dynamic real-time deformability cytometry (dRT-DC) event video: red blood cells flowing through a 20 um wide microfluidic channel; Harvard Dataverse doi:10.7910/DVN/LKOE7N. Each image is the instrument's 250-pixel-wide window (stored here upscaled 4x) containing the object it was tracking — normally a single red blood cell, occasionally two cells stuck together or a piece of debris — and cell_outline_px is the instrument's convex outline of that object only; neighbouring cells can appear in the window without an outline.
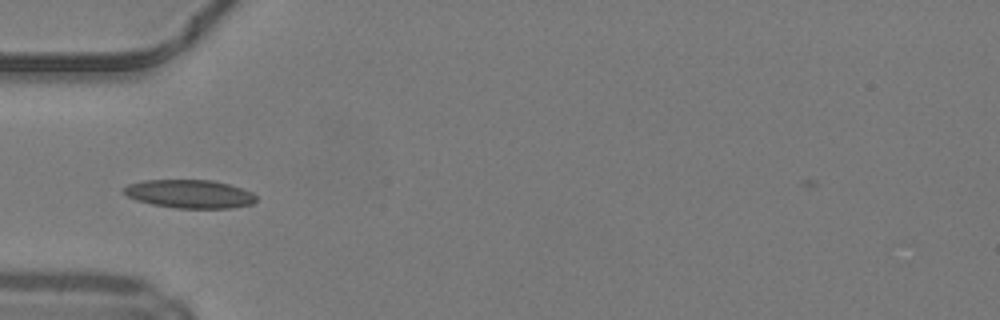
{"species": "common noctule bat (a hibernating species)", "species_latin": "Nyctalus noctula", "temperature_condition": "warm", "stored_images_in_passage": 34, "camera_frame_rate_fps": 3000, "um_per_image_px": 0.085, "animal": {"sex": "male", "body_mass_g": 19.2, "forearm_length_mm": 51.8}, "frame": {"image": 1, "passage_image": 1, "time_ms": 0.0, "image_size_px": [1000, 320], "cell_outline_px": [[256, 200], [252, 204], [232, 208], [176, 208], [152, 204], [136, 200], [128, 196], [120, 188], [128, 184], [144, 180], [212, 180], [228, 184], [252, 192], [256, 196]], "centroid_in_image_um": [16.1, 16.48], "position_along_channel_um": 68.9, "area_um2": 21.91}}
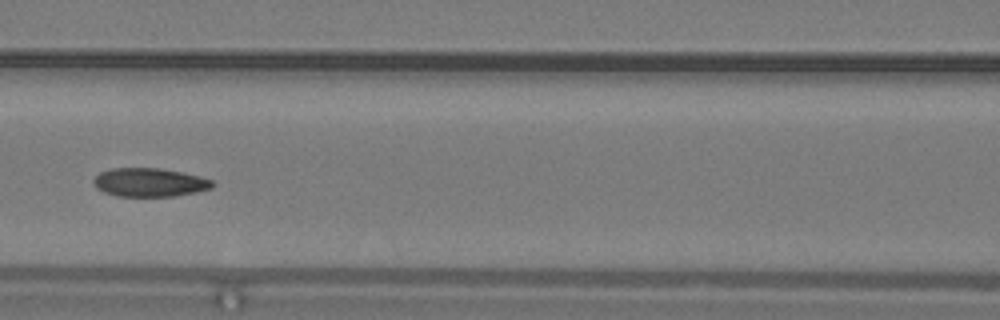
{"frame": {"image": 2, "passage_image": 7, "time_ms": 2.0, "image_size_px": [1000, 320], "cell_outline_px": [[216, 184], [212, 188], [196, 192], [172, 196], [116, 196], [104, 192], [96, 188], [92, 180], [100, 172], [112, 168], [160, 168], [200, 176], [212, 180]], "centroid_in_image_um": [12.71, 15.5], "position_along_channel_um": 153.9, "area_um2": 19.83}}
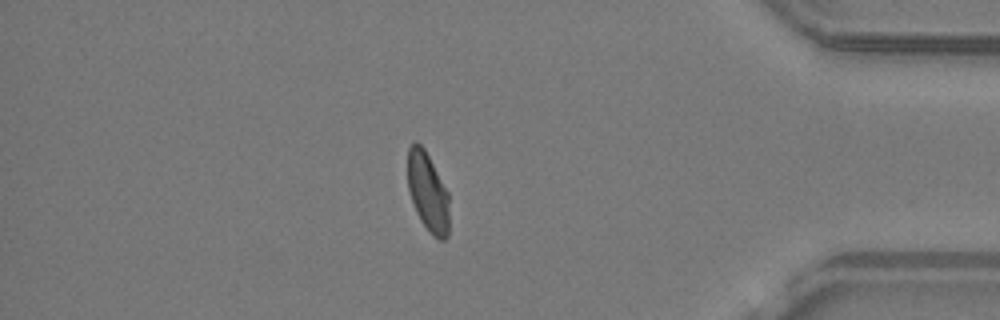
{"frame": {"image": 3, "passage_image": 27, "time_ms": 8.667, "image_size_px": [1000, 320], "cell_outline_px": [[448, 236], [444, 240], [440, 240], [432, 236], [420, 220], [416, 212], [408, 188], [408, 148], [416, 140], [424, 148], [448, 192]], "centroid_in_image_um": [36.36, 16.34], "position_along_channel_um": 398.8, "area_um2": 19.02}, "authors_computed_cell_mechanics": {"area_um2": 19.941, "velocity_mm_per_s": 4.2111, "shape_relaxation_time_tau1_ms": 8.0129, "shape_relaxation_time_tau2_ms": 1.4232, "deformation_change_tau1": 0.2092, "deformation_change_tau2": 0.0588}}